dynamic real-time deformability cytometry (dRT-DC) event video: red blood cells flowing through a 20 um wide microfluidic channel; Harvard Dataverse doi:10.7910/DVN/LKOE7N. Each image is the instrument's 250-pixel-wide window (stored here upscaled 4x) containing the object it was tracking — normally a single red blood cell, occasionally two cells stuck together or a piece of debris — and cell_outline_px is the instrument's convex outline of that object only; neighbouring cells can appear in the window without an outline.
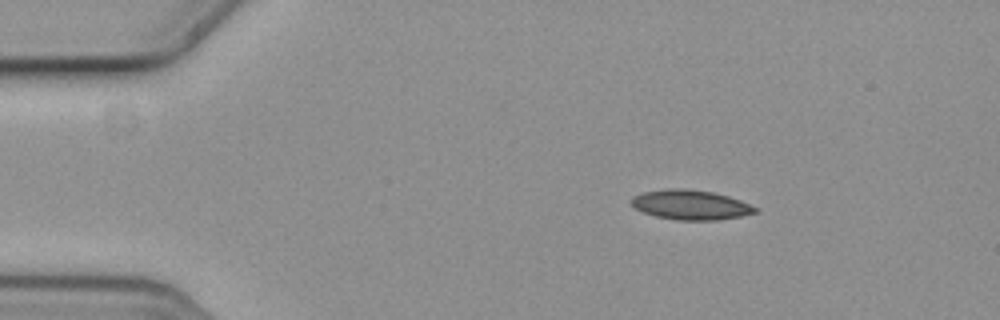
{"species": "common noctule bat (a hibernating species)", "species_latin": "Nyctalus noctula", "temperature_condition": "cold", "stored_images_in_passage": 4, "camera_frame_rate_fps": 3000, "um_per_image_px": 0.085, "animal": {"sex": "female", "body_mass_g": 19.3, "forearm_length_mm": 54.1}, "frame": {"image": 1, "passage_image": 1, "time_ms": 0.0, "image_size_px": [1000, 320], "cell_outline_px": [[760, 212], [720, 220], [676, 220], [656, 216], [644, 212], [636, 208], [632, 204], [632, 196], [644, 192], [668, 188], [680, 188], [712, 192], [728, 196], [740, 200], [760, 208]], "centroid_in_image_um": [58.76, 17.41], "position_along_channel_um": 26.2, "area_um2": 21.44}}